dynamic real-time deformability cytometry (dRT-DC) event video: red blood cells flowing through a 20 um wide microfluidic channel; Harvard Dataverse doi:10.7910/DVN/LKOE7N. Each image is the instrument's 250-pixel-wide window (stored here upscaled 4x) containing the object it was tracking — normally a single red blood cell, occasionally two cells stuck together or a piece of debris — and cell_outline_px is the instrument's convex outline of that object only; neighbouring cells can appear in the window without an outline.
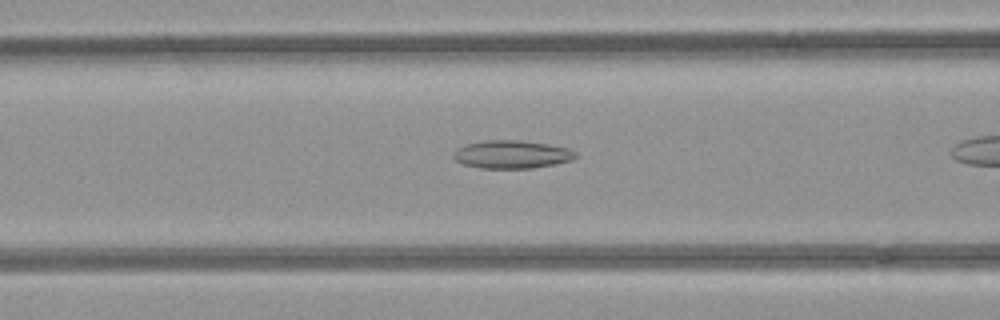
{"species": "common noctule bat (a hibernating species)", "species_latin": "Nyctalus noctula", "temperature_condition": "room temperature", "stored_images_in_passage": 27, "camera_frame_rate_fps": 3000, "um_per_image_px": 0.085, "animal": {"sex": "female", "body_mass_g": 21.9}, "frame": {"image": 1, "passage_image": 16, "time_ms": 5.0, "image_size_px": [1000, 320], "cell_outline_px": [[576, 156], [572, 160], [556, 164], [532, 168], [480, 168], [464, 164], [456, 160], [452, 156], [452, 152], [456, 148], [468, 144], [484, 140], [520, 140], [548, 144], [568, 148], [576, 152]], "centroid_in_image_um": [43.49, 13.12], "position_along_channel_um": 123.1, "area_um2": 20.0}}